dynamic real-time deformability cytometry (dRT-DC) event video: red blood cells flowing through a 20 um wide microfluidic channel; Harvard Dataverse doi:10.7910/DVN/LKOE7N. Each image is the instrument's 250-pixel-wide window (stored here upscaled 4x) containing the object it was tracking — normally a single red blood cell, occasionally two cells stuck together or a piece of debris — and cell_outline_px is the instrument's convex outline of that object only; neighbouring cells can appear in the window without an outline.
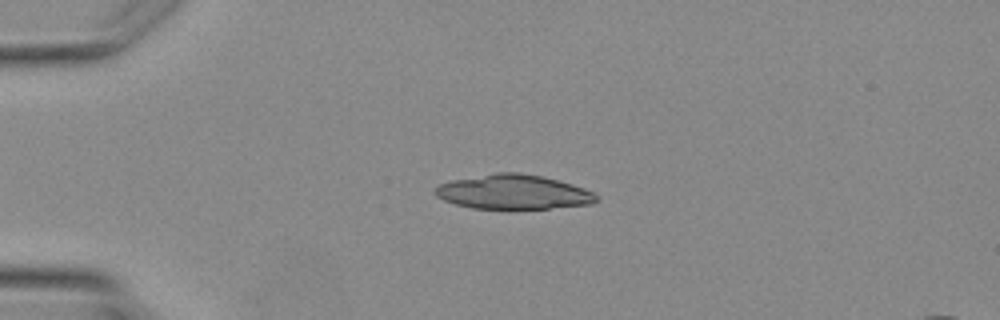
{"species": "Egyptian fruit bat (a non-hibernating species)", "species_latin": "Rousettus aegyptiacus", "temperature_condition": "warm", "stored_images_in_passage": 3, "camera_frame_rate_fps": 3000, "um_per_image_px": 0.085, "animal": {"sex": "female"}, "frame": {"image": 1, "passage_image": 3, "time_ms": 3.333, "image_size_px": [1000, 320], "cell_outline_px": [[600, 200], [592, 204], [508, 212], [472, 208], [456, 204], [444, 200], [436, 196], [432, 192], [440, 184], [452, 180], [496, 172], [520, 172], [544, 176], [572, 184], [584, 188], [592, 192]], "centroid_in_image_um": [43.63, 16.36], "position_along_channel_um": 41.4, "area_um2": 33.47}}